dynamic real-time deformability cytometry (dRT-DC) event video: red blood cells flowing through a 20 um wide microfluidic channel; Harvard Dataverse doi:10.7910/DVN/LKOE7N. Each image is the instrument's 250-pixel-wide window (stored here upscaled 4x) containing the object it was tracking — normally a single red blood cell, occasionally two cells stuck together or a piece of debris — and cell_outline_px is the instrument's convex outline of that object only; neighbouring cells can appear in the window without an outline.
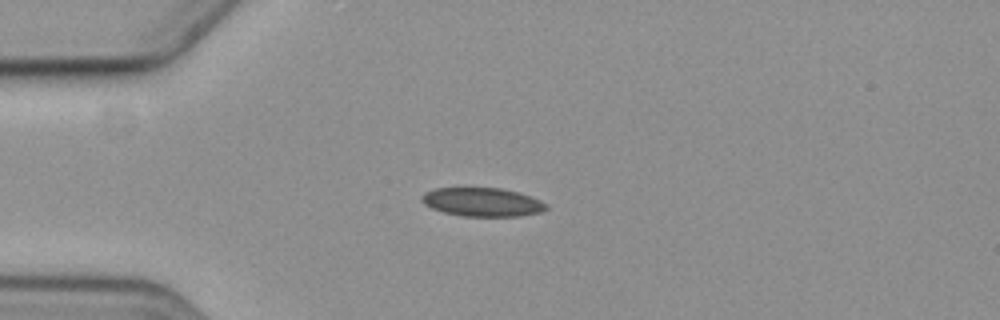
{"species": "common noctule bat (a hibernating species)", "species_latin": "Nyctalus noctula", "temperature_condition": "cold", "stored_images_in_passage": 5, "camera_frame_rate_fps": 3000, "um_per_image_px": 0.085, "animal": {"sex": "female", "body_mass_g": 19.3, "forearm_length_mm": 54.1}, "frame": {"image": 1, "passage_image": 3, "time_ms": 2.333, "image_size_px": [1000, 320], "cell_outline_px": [[548, 208], [544, 212], [520, 216], [464, 216], [444, 212], [432, 208], [424, 204], [420, 200], [420, 196], [424, 192], [436, 188], [500, 188], [516, 192], [540, 200], [548, 204]], "centroid_in_image_um": [41.0, 17.18], "position_along_channel_um": 44.0, "area_um2": 20.81}}
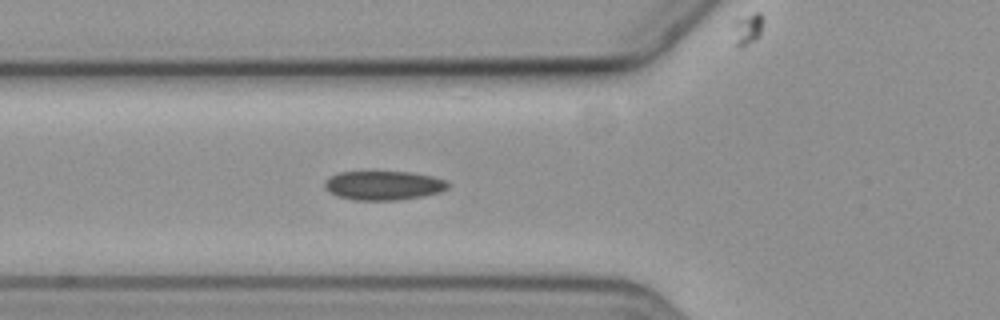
{"frame": {"image": 2, "passage_image": 5, "time_ms": 4.333, "image_size_px": [1000, 320], "cell_outline_px": [[448, 188], [440, 192], [400, 200], [352, 200], [336, 196], [328, 192], [324, 188], [324, 180], [340, 172], [412, 172], [432, 176], [448, 180]], "centroid_in_image_um": [32.58, 15.77], "position_along_channel_um": 93.2, "area_um2": 21.04}}